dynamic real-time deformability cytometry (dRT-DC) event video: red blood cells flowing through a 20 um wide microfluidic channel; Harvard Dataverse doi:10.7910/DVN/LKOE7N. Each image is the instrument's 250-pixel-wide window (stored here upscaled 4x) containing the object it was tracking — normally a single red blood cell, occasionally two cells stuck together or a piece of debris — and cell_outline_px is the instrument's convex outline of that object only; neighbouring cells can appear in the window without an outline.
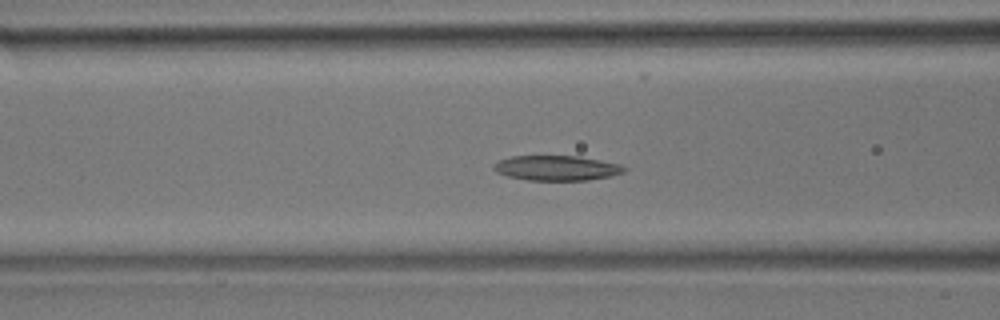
{"species": "common noctule bat (a hibernating species)", "species_latin": "Nyctalus noctula", "temperature_condition": "room temperature", "stored_images_in_passage": 37, "camera_frame_rate_fps": 3000, "um_per_image_px": 0.085, "animal": {"sex": "male", "body_mass_g": 17.9}, "frame": {"image": 1, "passage_image": 15, "time_ms": 4.667, "image_size_px": [1000, 320], "cell_outline_px": [[628, 168], [624, 172], [608, 176], [588, 180], [528, 180], [508, 176], [496, 172], [492, 168], [492, 164], [500, 160], [512, 156], [580, 156], [620, 164]], "centroid_in_image_um": [47.3, 14.27], "position_along_channel_um": 119.3, "area_um2": 18.96}}
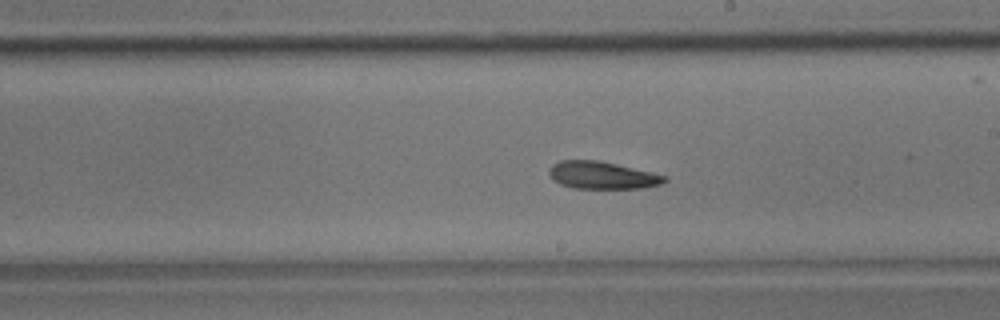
{"frame": {"image": 2, "passage_image": 24, "time_ms": 7.667, "image_size_px": [1000, 320], "cell_outline_px": [[668, 180], [660, 184], [644, 188], [572, 188], [560, 184], [552, 180], [548, 172], [548, 168], [552, 164], [560, 160], [600, 160], [652, 172], [668, 176]], "centroid_in_image_um": [51.17, 14.89], "position_along_channel_um": 237.8, "area_um2": 18.67}}
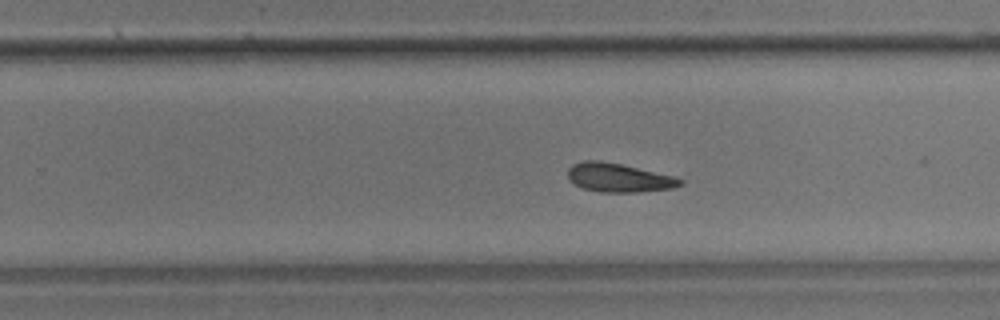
{"frame": {"image": 3, "passage_image": 27, "time_ms": 8.667, "image_size_px": [1000, 320], "cell_outline_px": [[684, 184], [672, 188], [636, 192], [600, 192], [584, 188], [568, 180], [568, 168], [572, 164], [584, 160], [600, 160], [620, 164], [672, 176], [684, 180]], "centroid_in_image_um": [52.56, 15.1], "position_along_channel_um": 277.2, "area_um2": 18.67}}